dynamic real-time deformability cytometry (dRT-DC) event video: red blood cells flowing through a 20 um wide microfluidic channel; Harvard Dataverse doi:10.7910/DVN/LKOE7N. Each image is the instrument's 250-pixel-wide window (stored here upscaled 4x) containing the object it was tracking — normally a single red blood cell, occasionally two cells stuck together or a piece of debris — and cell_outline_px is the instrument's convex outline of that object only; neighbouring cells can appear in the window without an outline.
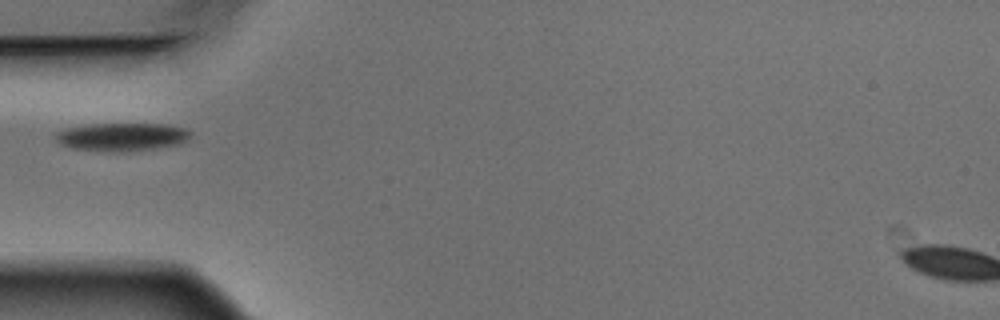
{"species": "Egyptian fruit bat (a non-hibernating species)", "species_latin": "Rousettus aegyptiacus", "temperature_condition": "warm", "stored_images_in_passage": 5, "camera_frame_rate_fps": 3000, "um_per_image_px": 0.085, "animal": {"sex": "male"}, "frame": {"image": 1, "passage_image": 5, "time_ms": 1.333, "image_size_px": [1000, 320], "cell_outline_px": [[192, 132], [188, 140], [180, 144], [152, 148], [120, 152], [112, 152], [72, 148], [60, 144], [56, 140], [56, 132], [68, 128], [88, 124], [168, 124], [184, 128]], "centroid_in_image_um": [10.38, 11.63], "position_along_channel_um": 74.6, "area_um2": 22.02}}